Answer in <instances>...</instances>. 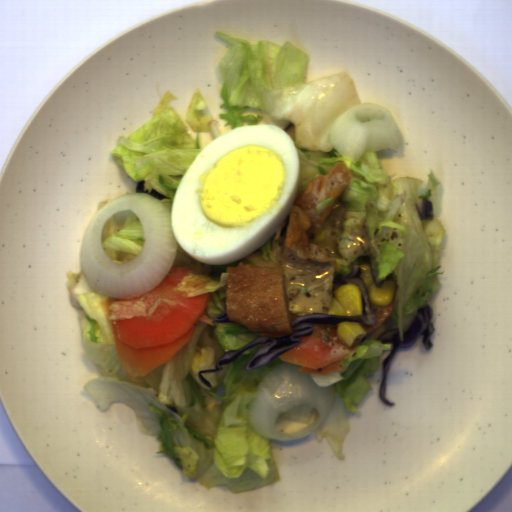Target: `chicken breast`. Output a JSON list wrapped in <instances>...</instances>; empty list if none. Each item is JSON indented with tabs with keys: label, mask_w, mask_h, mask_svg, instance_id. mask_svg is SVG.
I'll return each mask as SVG.
<instances>
[{
	"label": "chicken breast",
	"mask_w": 512,
	"mask_h": 512,
	"mask_svg": "<svg viewBox=\"0 0 512 512\" xmlns=\"http://www.w3.org/2000/svg\"><path fill=\"white\" fill-rule=\"evenodd\" d=\"M225 314L253 333H292L284 273L279 265L227 266Z\"/></svg>",
	"instance_id": "1"
},
{
	"label": "chicken breast",
	"mask_w": 512,
	"mask_h": 512,
	"mask_svg": "<svg viewBox=\"0 0 512 512\" xmlns=\"http://www.w3.org/2000/svg\"><path fill=\"white\" fill-rule=\"evenodd\" d=\"M353 173L344 161L335 163L327 174L309 180L297 196L288 218L281 254L298 264L333 262L328 250L310 243V234L318 235L336 200L348 189Z\"/></svg>",
	"instance_id": "2"
}]
</instances>
